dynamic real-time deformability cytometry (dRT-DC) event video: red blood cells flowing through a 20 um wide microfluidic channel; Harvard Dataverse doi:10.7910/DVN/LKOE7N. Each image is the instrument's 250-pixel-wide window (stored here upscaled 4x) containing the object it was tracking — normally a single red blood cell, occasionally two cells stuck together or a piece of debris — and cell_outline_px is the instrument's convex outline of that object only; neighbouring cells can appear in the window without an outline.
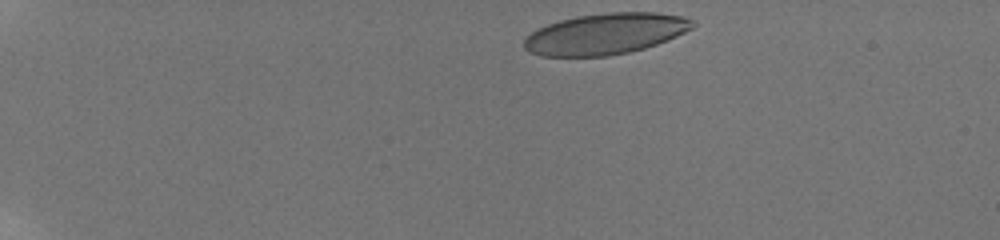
{"species": "human", "species_latin": "Homo sapiens", "temperature_condition": "room temperature", "stored_images_in_passage": 8, "camera_frame_rate_fps": 3000, "um_per_image_px": 0.085, "donor": {"sex": "male"}, "frame": {"image": 1, "passage_image": 1, "time_ms": 0.0, "image_size_px": [1000, 240], "cell_outline_px": [[696, 24], [692, 28], [676, 36], [656, 44], [644, 48], [628, 52], [608, 56], [540, 56], [528, 52], [524, 48], [524, 40], [532, 32], [548, 24], [560, 20], [576, 16], [612, 12], [656, 12], [680, 16], [696, 20]], "centroid_in_image_um": [51.47, 2.87], "position_along_channel_um": 33.5, "area_um2": 40.17}}
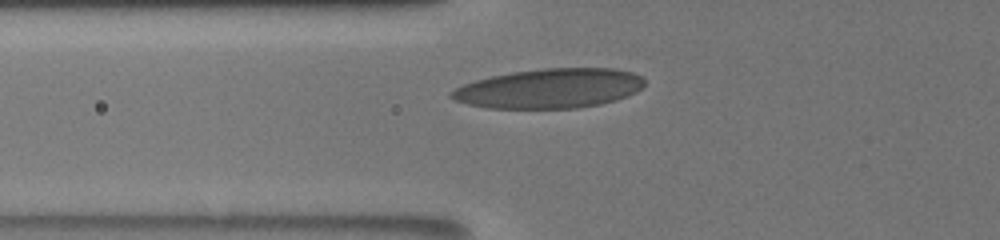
{"frame": {"image": 2, "passage_image": 5, "time_ms": 4.0, "image_size_px": [1000, 240], "cell_outline_px": [[644, 84], [636, 92], [628, 96], [616, 100], [600, 104], [580, 108], [488, 108], [468, 104], [452, 100], [448, 96], [448, 92], [464, 84], [476, 80], [492, 76], [512, 72], [544, 68], [612, 68], [632, 72], [640, 76], [644, 80]], "centroid_in_image_um": [46.69, 7.52], "position_along_channel_um": 79.1, "area_um2": 44.62}}
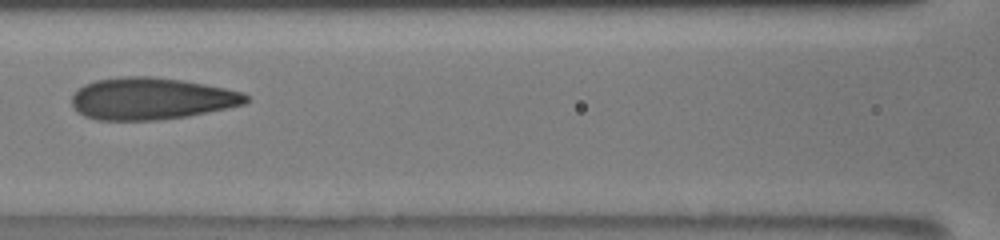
{"frame": {"image": 3, "passage_image": 7, "time_ms": 6.0, "image_size_px": [1000, 240], "cell_outline_px": [[248, 100], [244, 104], [188, 116], [156, 120], [96, 120], [84, 116], [76, 112], [72, 104], [72, 96], [84, 84], [96, 80], [124, 76], [148, 76], [184, 80], [244, 92], [248, 96]], "centroid_in_image_um": [12.83, 8.38], "position_along_channel_um": 153.8, "area_um2": 42.54}}